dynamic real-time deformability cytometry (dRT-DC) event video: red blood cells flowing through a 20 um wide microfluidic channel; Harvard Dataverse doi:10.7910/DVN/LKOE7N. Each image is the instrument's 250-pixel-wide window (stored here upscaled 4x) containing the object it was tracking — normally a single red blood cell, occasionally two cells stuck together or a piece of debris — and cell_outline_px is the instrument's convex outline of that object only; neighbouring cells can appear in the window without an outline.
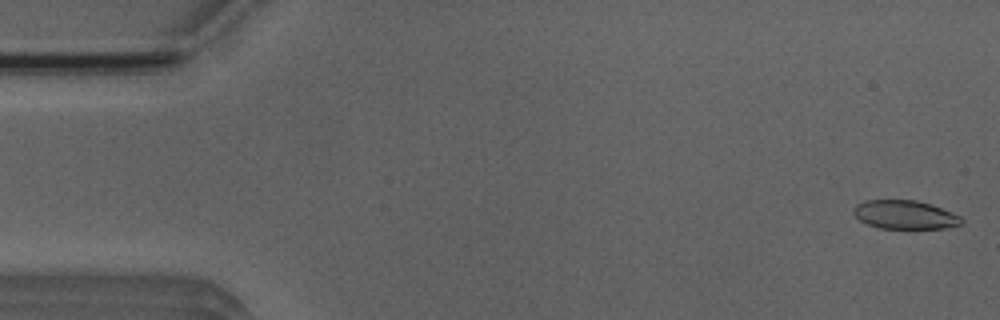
{"species": "Egyptian fruit bat (a non-hibernating species)", "species_latin": "Rousettus aegyptiacus", "temperature_condition": "room temperature", "stored_images_in_passage": 5, "camera_frame_rate_fps": 3000, "um_per_image_px": 0.085, "animal": {"sex": "male"}, "frame": {"image": 1, "passage_image": 1, "time_ms": 0.0, "image_size_px": [1000, 320], "cell_outline_px": [[964, 220], [960, 224], [944, 228], [880, 228], [868, 224], [860, 220], [852, 212], [856, 204], [864, 200], [916, 200], [952, 212], [960, 216]], "centroid_in_image_um": [76.89, 18.24], "position_along_channel_um": 8.1, "area_um2": 17.8}}